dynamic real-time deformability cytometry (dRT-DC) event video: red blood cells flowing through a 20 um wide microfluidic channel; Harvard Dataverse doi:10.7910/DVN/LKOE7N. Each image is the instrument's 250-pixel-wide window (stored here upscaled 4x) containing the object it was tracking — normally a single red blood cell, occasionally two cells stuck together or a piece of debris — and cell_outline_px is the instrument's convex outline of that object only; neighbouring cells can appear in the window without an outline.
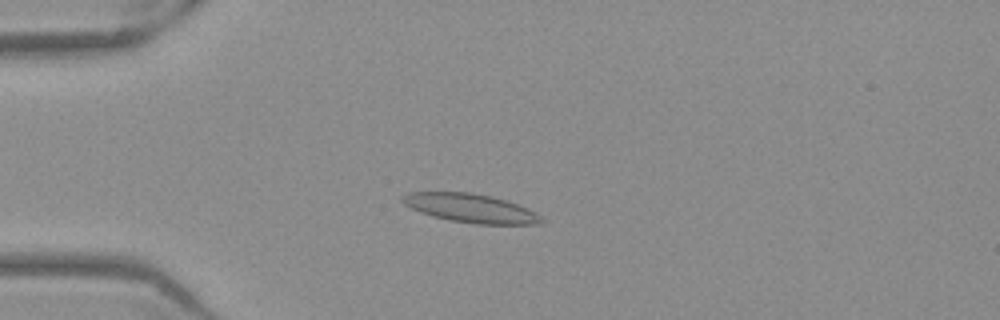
{"species": "Egyptian fruit bat (a non-hibernating species)", "species_latin": "Rousettus aegyptiacus", "temperature_condition": "warm", "stored_images_in_passage": 52, "camera_frame_rate_fps": 3000, "um_per_image_px": 0.085, "frame": {"image": 1, "passage_image": 14, "time_ms": 4.333, "image_size_px": [1000, 320], "cell_outline_px": [[544, 220], [540, 224], [476, 224], [448, 220], [432, 216], [420, 212], [404, 204], [400, 200], [400, 196], [408, 192], [468, 192], [492, 196], [528, 208], [536, 212]], "centroid_in_image_um": [39.97, 17.69], "position_along_channel_um": 45.0, "area_um2": 23.29}}
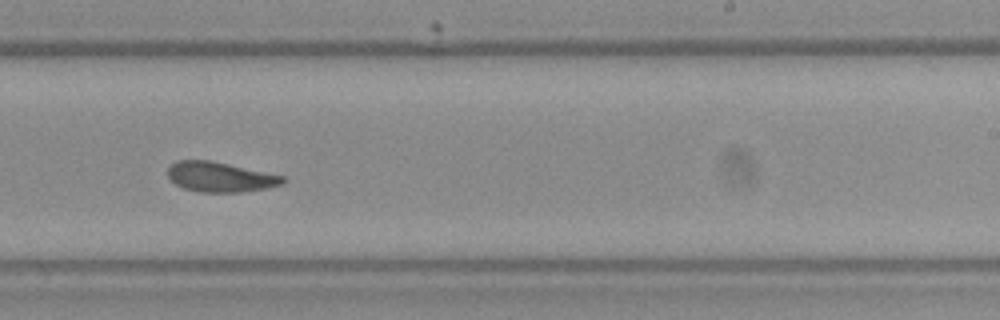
{"frame": {"image": 2, "passage_image": 33, "time_ms": 10.667, "image_size_px": [1000, 320], "cell_outline_px": [[288, 180], [284, 184], [264, 188], [240, 192], [200, 192], [184, 188], [176, 184], [168, 176], [168, 168], [176, 160], [208, 160], [228, 164], [284, 176]], "centroid_in_image_um": [18.72, 15.04], "position_along_channel_um": 270.3, "area_um2": 19.88}}
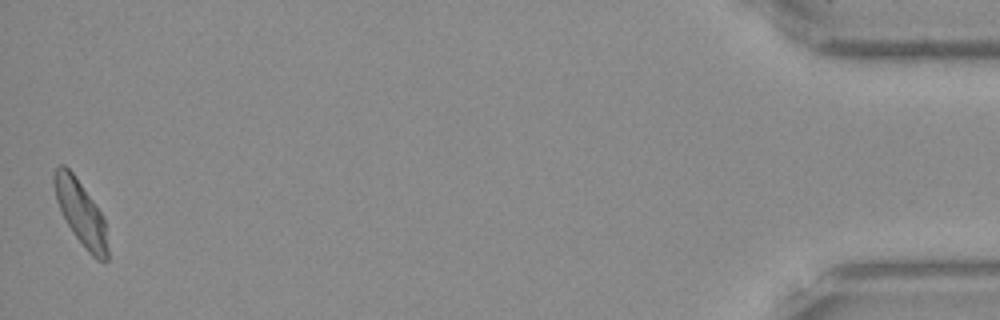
{"frame": {"image": 3, "passage_image": 52, "time_ms": 17.0, "image_size_px": [1000, 320], "cell_outline_px": [[108, 260], [96, 260], [84, 248], [72, 232], [56, 200], [52, 184], [52, 172], [60, 164], [64, 164], [72, 172], [104, 216], [108, 248]], "centroid_in_image_um": [6.85, 18.08], "position_along_channel_um": 428.3, "area_um2": 20.17}, "authors_computed_cell_mechanics": {"area_um2": 20.9814, "velocity_mm_per_s": 3.9108, "shape_relaxation_time_tau1_ms": null, "shape_relaxation_time_tau2_ms": 1.9154, "deformation_change_tau1": null, "deformation_change_tau2": 0.0794}}